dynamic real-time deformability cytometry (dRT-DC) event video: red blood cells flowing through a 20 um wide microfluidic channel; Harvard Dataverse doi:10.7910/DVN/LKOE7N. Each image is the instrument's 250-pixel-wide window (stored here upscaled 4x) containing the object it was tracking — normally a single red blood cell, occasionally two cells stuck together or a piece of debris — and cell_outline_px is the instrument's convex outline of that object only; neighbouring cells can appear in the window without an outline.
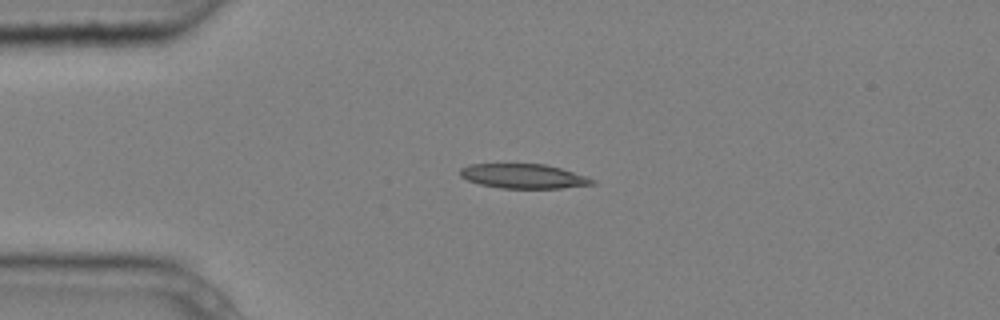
{"species": "common noctule bat (a hibernating species)", "species_latin": "Nyctalus noctula", "temperature_condition": "cold", "stored_images_in_passage": 3, "segment_of_instrument_passage": [1, 2], "camera_frame_rate_fps": 3000, "um_per_image_px": 0.085, "animal": {"sex": "male", "body_mass_g": 20.4}, "frame": {"image": 1, "passage_image": 1, "time_ms": 0.0, "image_size_px": [1000, 320], "cell_outline_px": [[596, 184], [560, 188], [500, 188], [480, 184], [468, 180], [460, 176], [460, 168], [468, 164], [544, 164], [560, 168], [588, 176], [596, 180]], "centroid_in_image_um": [44.52, 14.97], "position_along_channel_um": 40.5, "area_um2": 18.9}}